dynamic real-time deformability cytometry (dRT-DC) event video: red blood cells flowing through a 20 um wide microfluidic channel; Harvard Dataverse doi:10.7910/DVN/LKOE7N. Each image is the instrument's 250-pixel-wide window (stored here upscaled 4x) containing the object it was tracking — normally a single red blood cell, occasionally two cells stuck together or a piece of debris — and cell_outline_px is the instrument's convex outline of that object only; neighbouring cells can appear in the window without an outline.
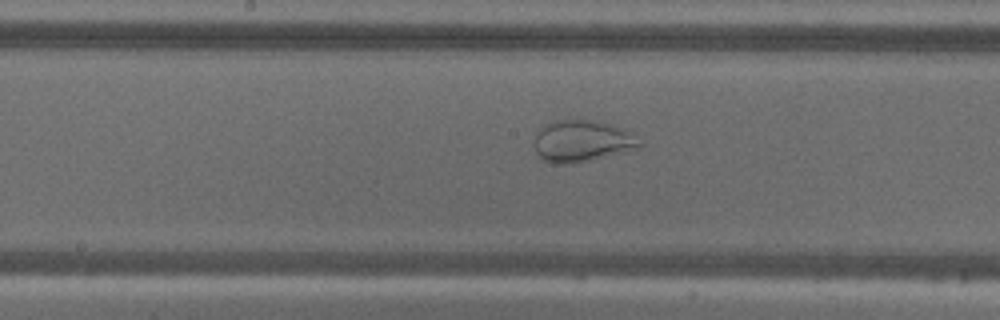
{"species": "common noctule bat (a hibernating species)", "species_latin": "Nyctalus noctula", "temperature_condition": "warm", "stored_images_in_passage": 55, "camera_frame_rate_fps": 3000, "um_per_image_px": 0.085, "animal": {"sex": "male", "body_mass_g": 18.8}, "frame": {"image": 1, "passage_image": 28, "time_ms": 9.0, "image_size_px": [1000, 320], "cell_outline_px": [[644, 144], [640, 148], [592, 160], [568, 164], [560, 164], [544, 160], [536, 152], [532, 144], [536, 132], [544, 124], [556, 120], [592, 120], [624, 128], [632, 132]], "centroid_in_image_um": [49.48, 11.99], "position_along_channel_um": 198.7, "area_um2": 25.89}}
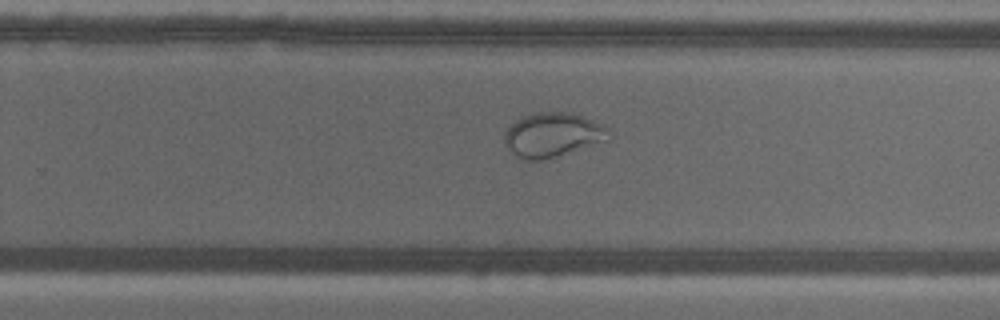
{"frame": {"image": 2, "passage_image": 35, "time_ms": 11.333, "image_size_px": [1000, 320], "cell_outline_px": [[612, 136], [608, 140], [556, 156], [540, 160], [524, 160], [512, 156], [504, 144], [504, 132], [520, 116], [536, 112], [572, 112], [604, 124], [608, 128]], "centroid_in_image_um": [46.95, 11.46], "position_along_channel_um": 282.8, "area_um2": 27.34}}
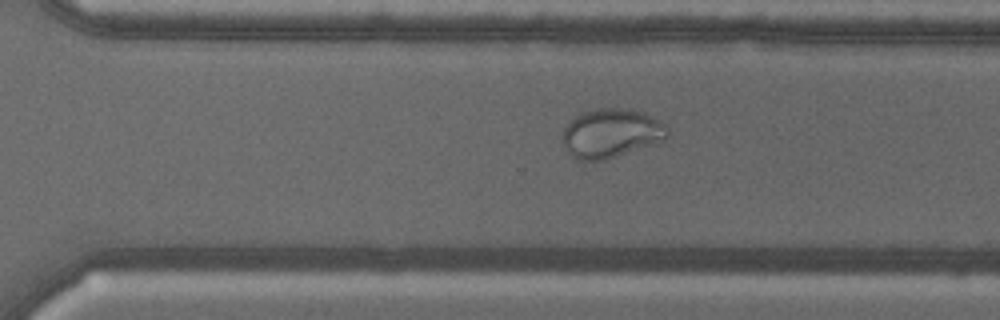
{"frame": {"image": 3, "passage_image": 38, "time_ms": 12.333, "image_size_px": [1000, 320], "cell_outline_px": [[668, 136], [664, 140], [604, 160], [580, 160], [572, 156], [568, 152], [564, 144], [564, 128], [580, 112], [596, 108], [628, 108], [644, 112], [660, 120], [668, 128]], "centroid_in_image_um": [51.97, 11.3], "position_along_channel_um": 318.6, "area_um2": 29.77}}